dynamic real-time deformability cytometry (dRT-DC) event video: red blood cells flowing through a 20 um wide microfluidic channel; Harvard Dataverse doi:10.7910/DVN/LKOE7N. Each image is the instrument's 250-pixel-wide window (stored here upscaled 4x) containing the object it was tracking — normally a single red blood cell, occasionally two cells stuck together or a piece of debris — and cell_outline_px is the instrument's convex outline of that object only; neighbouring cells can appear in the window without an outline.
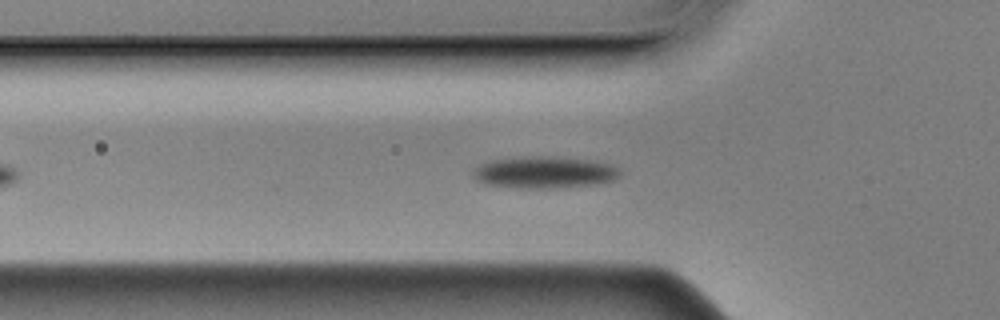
{"species": "Egyptian fruit bat (a non-hibernating species)", "species_latin": "Rousettus aegyptiacus", "temperature_condition": "cold", "stored_images_in_passage": 46, "camera_frame_rate_fps": 3000, "um_per_image_px": 0.085, "animal": {"sex": "male"}, "frame": {"image": 1, "passage_image": 11, "time_ms": 3.333, "image_size_px": [1000, 320], "cell_outline_px": [[620, 176], [616, 180], [592, 184], [560, 188], [520, 188], [484, 184], [476, 180], [472, 176], [472, 172], [480, 164], [492, 160], [536, 156], [544, 156], [596, 160], [612, 164], [620, 168]], "centroid_in_image_um": [46.32, 14.65], "position_along_channel_um": 79.5, "area_um2": 27.4}}
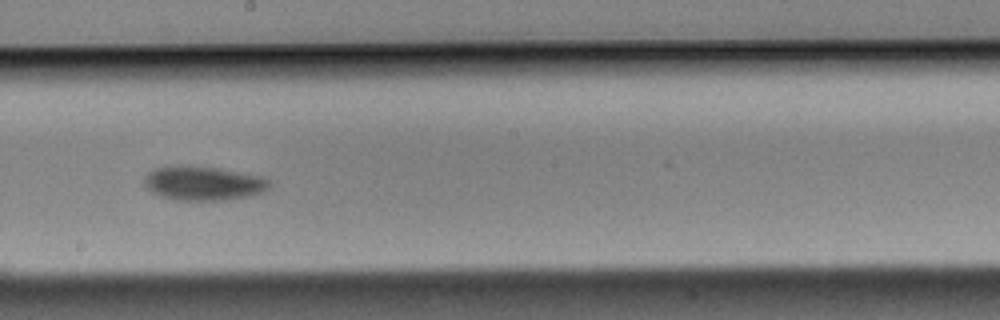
{"frame": {"image": 2, "passage_image": 24, "time_ms": 7.667, "image_size_px": [1000, 320], "cell_outline_px": [[272, 184], [264, 192], [252, 196], [224, 200], [176, 200], [156, 196], [144, 184], [144, 176], [148, 172], [156, 168], [180, 164], [192, 164], [220, 168], [260, 176], [272, 180]], "centroid_in_image_um": [17.29, 15.56], "position_along_channel_um": 230.9, "area_um2": 25.61}}
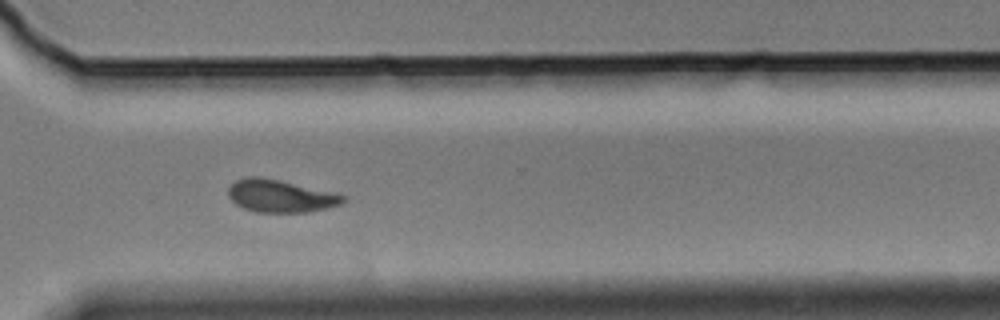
{"frame": {"image": 3, "passage_image": 34, "time_ms": 11.0, "image_size_px": [1000, 320], "cell_outline_px": [[348, 200], [340, 204], [308, 212], [256, 212], [244, 208], [236, 204], [228, 196], [228, 188], [236, 180], [244, 176], [260, 176], [280, 180], [348, 196]], "centroid_in_image_um": [23.82, 16.65], "position_along_channel_um": 346.8, "area_um2": 21.73}, "authors_computed_cell_mechanics": {"area_um2": 24.8251, "velocity_mm_per_s": 3.4783, "shape_relaxation_time_tau1_ms": 2.3893, "shape_relaxation_time_tau2_ms": null, "deformation_change_tau1": 0.079, "deformation_change_tau2": null}}